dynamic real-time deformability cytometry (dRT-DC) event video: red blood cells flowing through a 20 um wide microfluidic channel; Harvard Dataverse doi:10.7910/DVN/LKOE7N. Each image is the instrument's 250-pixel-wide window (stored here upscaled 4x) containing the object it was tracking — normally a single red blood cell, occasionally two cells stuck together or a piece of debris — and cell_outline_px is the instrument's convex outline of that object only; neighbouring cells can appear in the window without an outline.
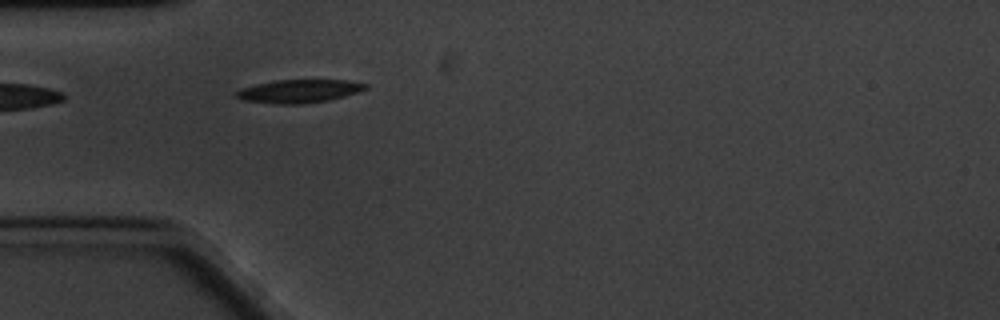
{"species": "common noctule bat (a hibernating species)", "species_latin": "Nyctalus noctula", "temperature_condition": "cold", "stored_images_in_passage": 44, "camera_frame_rate_fps": 3000, "um_per_image_px": 0.085, "animal": {"sex": "male", "body_mass_g": 20.1, "forearm_length_mm": 53.5}, "frame": {"image": 1, "passage_image": 1, "time_ms": 0.0, "image_size_px": [1000, 320], "cell_outline_px": [[368, 88], [360, 92], [328, 100], [304, 104], [272, 104], [240, 100], [236, 96], [236, 92], [240, 88], [256, 84], [276, 80], [348, 80], [368, 84]], "centroid_in_image_um": [25.41, 7.75], "position_along_channel_um": 59.6, "area_um2": 17.69}}
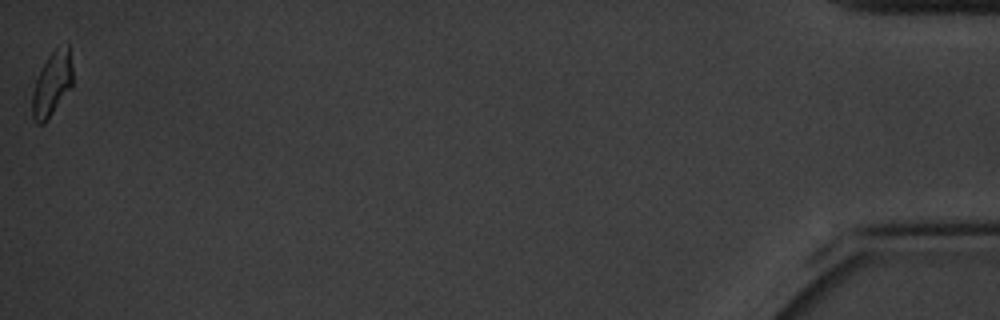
{"frame": {"image": 2, "passage_image": 44, "time_ms": 14.333, "image_size_px": [1000, 320], "cell_outline_px": [[72, 84], [44, 124], [36, 124], [32, 116], [32, 92], [36, 80], [48, 56], [56, 48], [68, 40], [72, 68]], "centroid_in_image_um": [4.42, 7.1], "position_along_channel_um": 430.8, "area_um2": 14.91}, "authors_computed_cell_mechanics": {"area_um2": 16.5597, "velocity_mm_per_s": 3.2828, "shape_relaxation_time_tau1_ms": 3.9273, "shape_relaxation_time_tau2_ms": 4.6635, "deformation_change_tau1": 0.1601, "deformation_change_tau2": 0.1144}}